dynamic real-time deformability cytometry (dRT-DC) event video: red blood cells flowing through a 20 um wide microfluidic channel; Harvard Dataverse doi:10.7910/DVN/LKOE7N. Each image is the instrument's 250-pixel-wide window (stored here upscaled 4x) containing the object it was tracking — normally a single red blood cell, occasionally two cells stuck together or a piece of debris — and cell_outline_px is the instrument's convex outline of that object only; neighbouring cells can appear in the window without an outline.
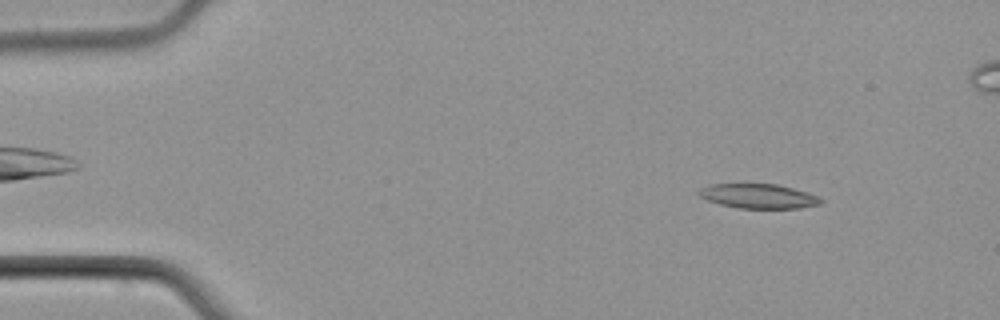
{"species": "common noctule bat (a hibernating species)", "species_latin": "Nyctalus noctula", "temperature_condition": "cold", "stored_images_in_passage": 4, "camera_frame_rate_fps": 3000, "um_per_image_px": 0.085, "animal": {"sex": "male", "body_mass_g": 21.5, "forearm_length_mm": 52.0}, "frame": {"image": 1, "passage_image": 2, "time_ms": 1.333, "image_size_px": [1000, 320], "cell_outline_px": [[824, 200], [820, 204], [800, 208], [740, 208], [720, 204], [708, 200], [700, 196], [696, 192], [700, 188], [708, 184], [776, 184], [808, 192]], "centroid_in_image_um": [64.45, 16.67], "position_along_channel_um": 20.6, "area_um2": 17.34}}